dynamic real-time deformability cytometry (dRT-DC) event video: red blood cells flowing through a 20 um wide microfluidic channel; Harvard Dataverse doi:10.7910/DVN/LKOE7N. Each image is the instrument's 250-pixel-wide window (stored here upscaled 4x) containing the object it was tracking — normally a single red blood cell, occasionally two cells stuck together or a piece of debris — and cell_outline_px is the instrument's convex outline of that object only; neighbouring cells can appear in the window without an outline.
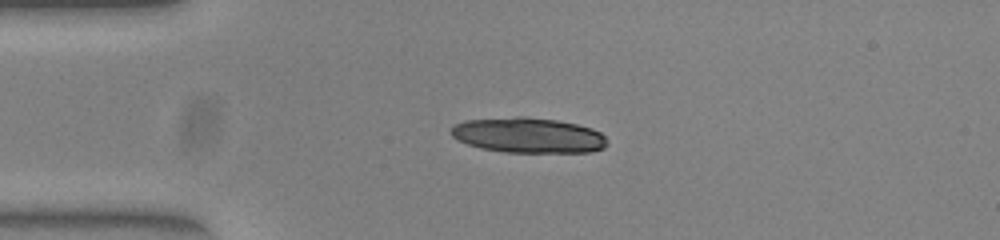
{"species": "common noctule bat (a hibernating species)", "species_latin": "Nyctalus noctula", "temperature_condition": "warm", "stored_images_in_passage": 40, "camera_frame_rate_fps": 3000, "um_per_image_px": 0.085, "animal": {"sex": "female", "body_mass_g": 23.0, "forearm_length_mm": 53.4}, "frame": {"image": 1, "passage_image": 1, "time_ms": 0.0, "image_size_px": [1000, 240], "cell_outline_px": [[608, 144], [604, 148], [592, 152], [504, 152], [480, 148], [468, 144], [452, 136], [448, 132], [456, 124], [468, 120], [516, 116], [524, 116], [556, 120], [576, 124], [592, 128], [600, 132], [604, 136]], "centroid_in_image_um": [44.92, 11.5], "position_along_channel_um": 40.1, "area_um2": 32.08}}